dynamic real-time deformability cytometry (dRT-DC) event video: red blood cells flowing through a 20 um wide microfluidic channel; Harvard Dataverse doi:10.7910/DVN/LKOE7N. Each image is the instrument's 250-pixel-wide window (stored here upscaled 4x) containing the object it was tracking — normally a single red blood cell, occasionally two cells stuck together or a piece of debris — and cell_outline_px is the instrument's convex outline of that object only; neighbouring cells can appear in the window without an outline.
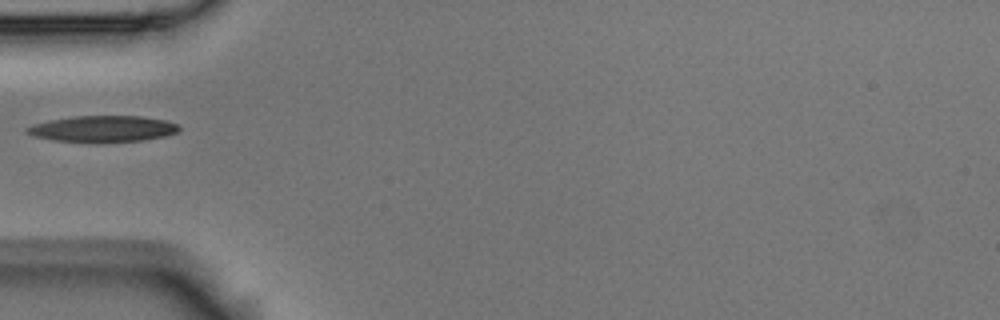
{"species": "Egyptian fruit bat (a non-hibernating species)", "species_latin": "Rousettus aegyptiacus", "temperature_condition": "room temperature", "stored_images_in_passage": 6, "camera_frame_rate_fps": 3000, "um_per_image_px": 0.085, "animal": {"sex": "male"}, "frame": {"image": 1, "passage_image": 5, "time_ms": 1.333, "image_size_px": [1000, 320], "cell_outline_px": [[180, 128], [176, 132], [164, 136], [144, 140], [100, 144], [92, 144], [52, 140], [32, 136], [24, 132], [24, 128], [32, 124], [48, 120], [72, 116], [140, 116], [164, 120], [176, 124]], "centroid_in_image_um": [8.63, 10.98], "position_along_channel_um": 76.4, "area_um2": 23.99}}
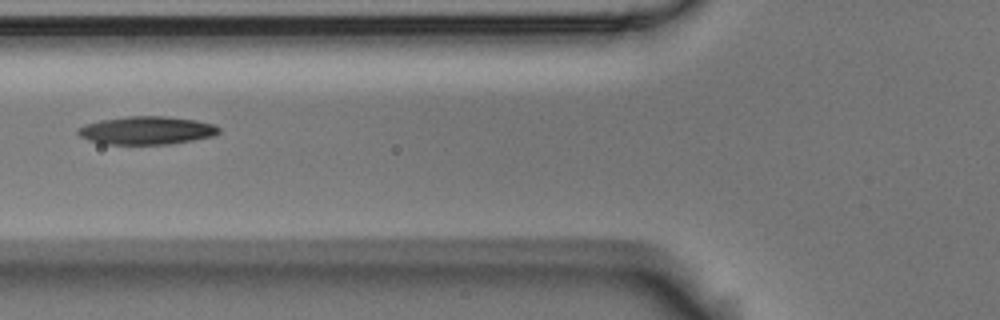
{"frame": {"image": 2, "passage_image": 6, "time_ms": 1.667, "image_size_px": [1000, 320], "cell_outline_px": [[220, 132], [212, 136], [192, 140], [168, 144], [100, 144], [88, 140], [80, 136], [76, 132], [84, 124], [100, 120], [128, 116], [164, 116], [196, 120], [212, 124], [220, 128]], "centroid_in_image_um": [12.43, 11.08], "position_along_channel_um": 113.4, "area_um2": 23.0}}